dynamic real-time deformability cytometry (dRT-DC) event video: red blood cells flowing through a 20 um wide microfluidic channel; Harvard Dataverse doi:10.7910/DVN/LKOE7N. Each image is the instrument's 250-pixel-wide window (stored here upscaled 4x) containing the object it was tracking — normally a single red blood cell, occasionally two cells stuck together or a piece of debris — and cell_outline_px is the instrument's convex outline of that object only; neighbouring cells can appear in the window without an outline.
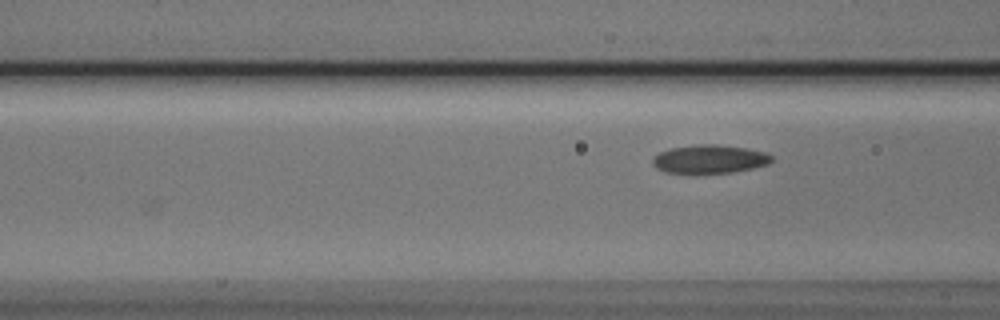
{"species": "Egyptian fruit bat (a non-hibernating species)", "species_latin": "Rousettus aegyptiacus", "temperature_condition": "cold", "stored_images_in_passage": 6, "camera_frame_rate_fps": 3000, "um_per_image_px": 0.085, "animal": {"sex": "male"}, "frame": {"image": 1, "passage_image": 6, "time_ms": 1.667, "image_size_px": [1000, 320], "cell_outline_px": [[772, 160], [768, 164], [752, 168], [732, 172], [696, 176], [664, 172], [656, 168], [652, 164], [652, 156], [660, 152], [672, 148], [696, 144], [716, 144], [744, 148], [764, 152], [772, 156]], "centroid_in_image_um": [60.23, 13.57], "position_along_channel_um": 106.4, "area_um2": 20.4}}